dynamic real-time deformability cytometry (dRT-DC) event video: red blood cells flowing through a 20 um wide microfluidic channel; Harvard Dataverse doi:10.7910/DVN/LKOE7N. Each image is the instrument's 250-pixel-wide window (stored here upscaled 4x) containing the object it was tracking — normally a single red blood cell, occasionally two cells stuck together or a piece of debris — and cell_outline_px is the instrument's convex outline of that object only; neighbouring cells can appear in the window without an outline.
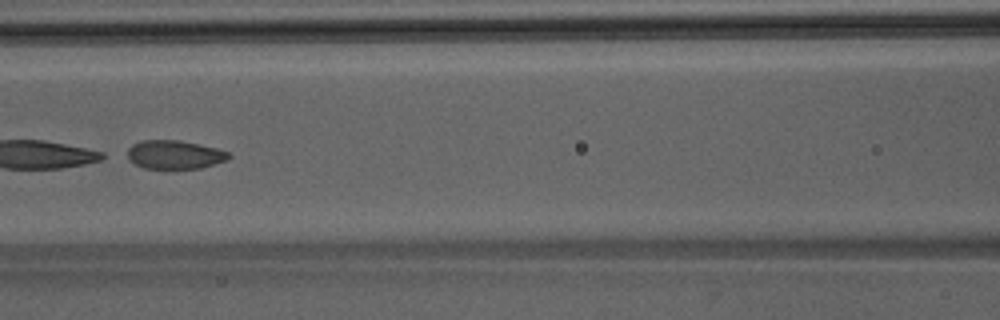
{"species": "Egyptian fruit bat (a non-hibernating species)", "species_latin": "Rousettus aegyptiacus", "temperature_condition": "room temperature", "stored_images_in_passage": 49, "camera_frame_rate_fps": 3000, "um_per_image_px": 0.085, "animal": {"sex": "male"}, "frame": {"image": 1, "passage_image": 22, "time_ms": 7.0, "image_size_px": [1000, 320], "cell_outline_px": [[232, 156], [228, 160], [200, 168], [144, 168], [128, 160], [128, 148], [132, 144], [140, 140], [180, 140], [216, 148], [228, 152]], "centroid_in_image_um": [14.84, 13.13], "position_along_channel_um": 151.8, "area_um2": 16.88}}
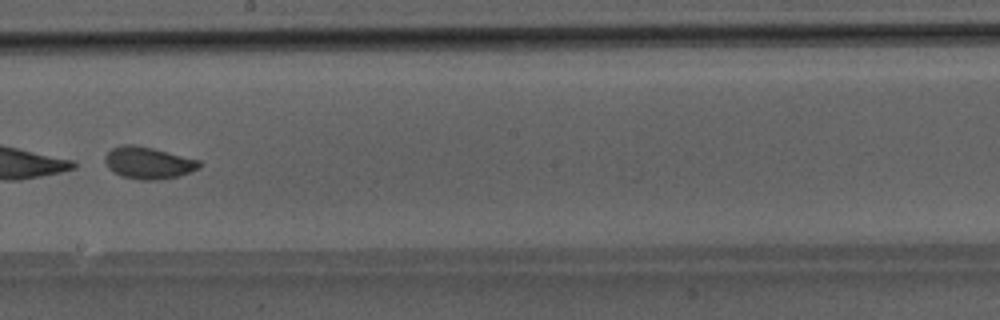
{"frame": {"image": 2, "passage_image": 28, "time_ms": 9.0, "image_size_px": [1000, 320], "cell_outline_px": [[200, 168], [180, 176], [156, 180], [140, 180], [120, 176], [112, 172], [108, 168], [104, 160], [104, 156], [112, 148], [124, 144], [132, 144], [152, 148], [200, 160]], "centroid_in_image_um": [12.58, 13.85], "position_along_channel_um": 235.6, "area_um2": 17.69}}